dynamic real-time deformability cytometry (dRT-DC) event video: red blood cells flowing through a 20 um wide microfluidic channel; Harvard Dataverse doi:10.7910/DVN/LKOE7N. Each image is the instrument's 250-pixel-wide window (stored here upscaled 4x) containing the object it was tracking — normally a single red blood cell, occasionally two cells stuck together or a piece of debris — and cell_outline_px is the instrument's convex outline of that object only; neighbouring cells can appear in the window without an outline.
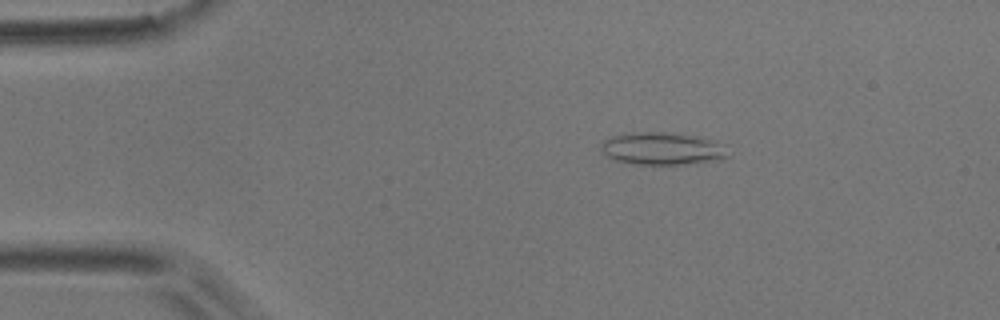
{"species": "common noctule bat (a hibernating species)", "species_latin": "Nyctalus noctula", "temperature_condition": "room temperature", "stored_images_in_passage": 21, "camera_frame_rate_fps": 3000, "um_per_image_px": 0.085, "animal": {"sex": "male", "body_mass_g": 17.9}, "frame": {"image": 1, "passage_image": 6, "time_ms": 1.667, "image_size_px": [1000, 320], "cell_outline_px": [[728, 156], [720, 160], [688, 164], [632, 164], [616, 160], [608, 156], [600, 148], [600, 144], [604, 140], [612, 136], [632, 132], [664, 132], [696, 136], [724, 144]], "centroid_in_image_um": [56.29, 12.63], "position_along_channel_um": 28.7, "area_um2": 23.99}}
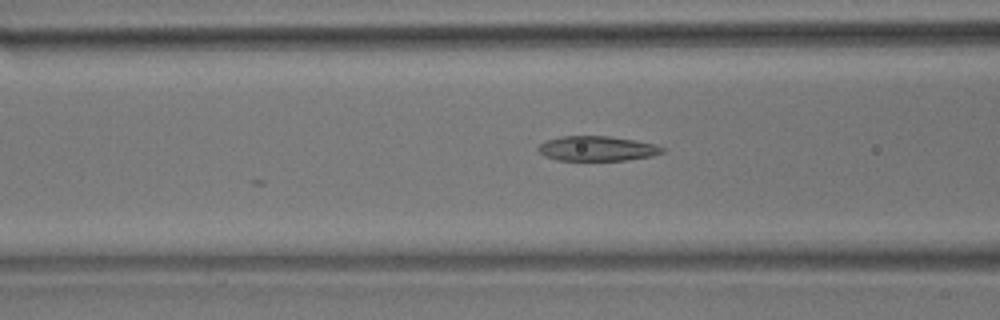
{"frame": {"image": 2, "passage_image": 17, "time_ms": 5.333, "image_size_px": [1000, 320], "cell_outline_px": [[664, 152], [652, 156], [624, 160], [556, 160], [544, 156], [536, 148], [540, 144], [548, 140], [564, 136], [608, 136], [656, 144], [664, 148]], "centroid_in_image_um": [50.75, 12.63], "position_along_channel_um": 115.9, "area_um2": 17.8}}
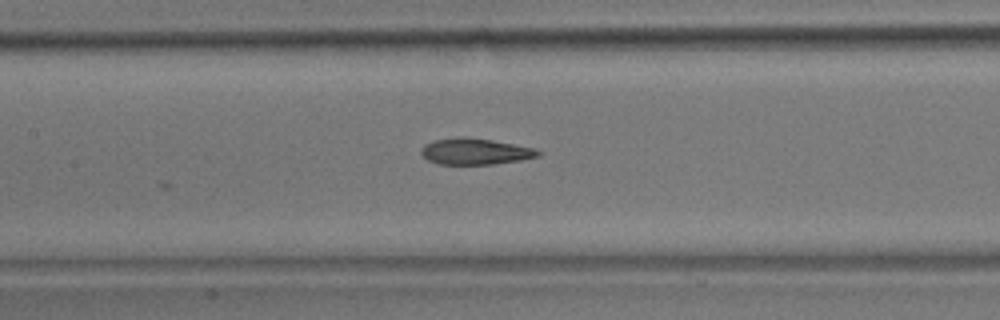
{"frame": {"image": 3, "passage_image": 21, "time_ms": 6.667, "image_size_px": [1000, 320], "cell_outline_px": [[540, 156], [520, 160], [492, 164], [440, 164], [428, 160], [420, 152], [420, 148], [424, 144], [432, 140], [456, 136], [464, 136], [492, 140], [532, 148], [540, 152]], "centroid_in_image_um": [40.32, 12.86], "position_along_channel_um": 167.1, "area_um2": 17.86}}